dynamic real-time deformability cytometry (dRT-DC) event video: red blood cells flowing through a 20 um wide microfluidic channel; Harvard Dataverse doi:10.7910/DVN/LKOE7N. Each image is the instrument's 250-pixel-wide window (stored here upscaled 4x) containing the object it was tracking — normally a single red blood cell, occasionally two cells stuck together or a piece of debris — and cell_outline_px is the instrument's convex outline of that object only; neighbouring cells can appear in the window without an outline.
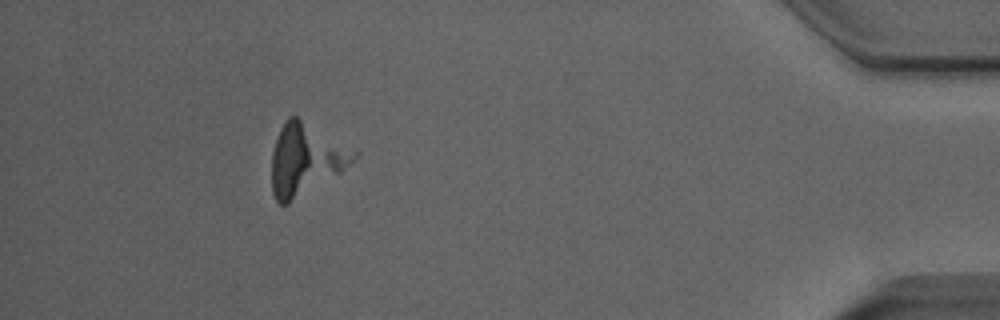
{"species": "Egyptian fruit bat (a non-hibernating species)", "species_latin": "Rousettus aegyptiacus", "temperature_condition": "room temperature", "stored_images_in_passage": 35, "camera_frame_rate_fps": 3000, "um_per_image_px": 0.085, "animal": {"sex": "male"}, "frame": {"image": 1, "passage_image": 31, "time_ms": 10.0, "image_size_px": [1000, 320], "cell_outline_px": [[360, 152], [340, 172], [288, 204], [280, 204], [276, 200], [272, 192], [272, 152], [280, 128], [288, 116], [296, 116]], "centroid_in_image_um": [25.95, 13.53], "position_along_channel_um": 409.3, "area_um2": 33.52}}